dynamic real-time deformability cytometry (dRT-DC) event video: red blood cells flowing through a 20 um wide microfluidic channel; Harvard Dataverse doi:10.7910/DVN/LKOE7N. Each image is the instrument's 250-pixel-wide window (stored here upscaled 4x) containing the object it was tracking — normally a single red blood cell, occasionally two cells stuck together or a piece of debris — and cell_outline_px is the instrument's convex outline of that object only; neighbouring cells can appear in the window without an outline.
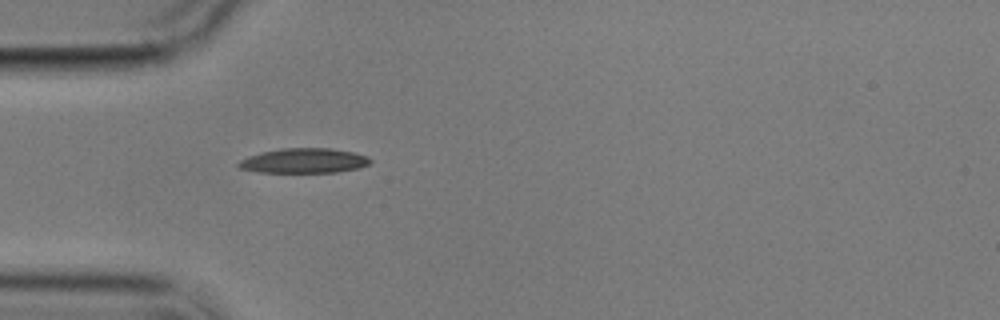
{"species": "common noctule bat (a hibernating species)", "species_latin": "Nyctalus noctula", "temperature_condition": "cold", "stored_images_in_passage": 1, "camera_frame_rate_fps": 3000, "um_per_image_px": 0.085, "animal": {"sex": "male", "body_mass_g": 17.9}, "frame": {"image": 1, "passage_image": 1, "time_ms": 0.0, "image_size_px": [1000, 320], "cell_outline_px": [[372, 160], [368, 164], [360, 168], [336, 172], [260, 172], [240, 168], [236, 164], [240, 160], [248, 156], [260, 152], [280, 148], [332, 148], [352, 152], [368, 156]], "centroid_in_image_um": [25.84, 13.65], "position_along_channel_um": 59.2, "area_um2": 19.07}}